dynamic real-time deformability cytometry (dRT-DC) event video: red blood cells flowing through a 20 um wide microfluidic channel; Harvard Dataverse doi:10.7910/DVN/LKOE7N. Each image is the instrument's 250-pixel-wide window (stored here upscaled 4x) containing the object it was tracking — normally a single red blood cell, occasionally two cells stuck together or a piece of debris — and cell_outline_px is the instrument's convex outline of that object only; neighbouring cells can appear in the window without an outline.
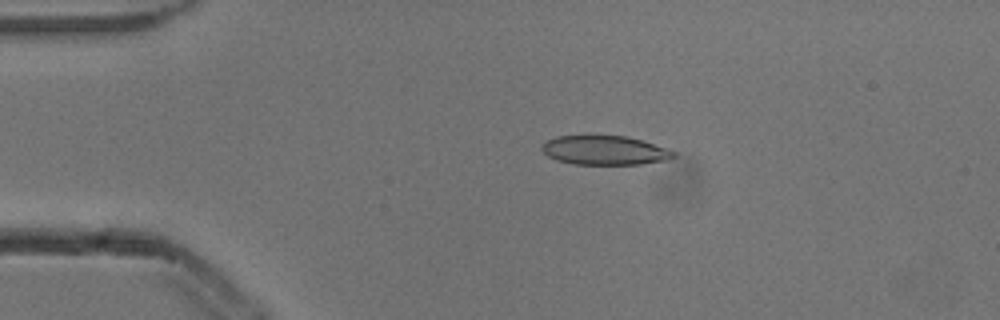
{"species": "common noctule bat (a hibernating species)", "species_latin": "Nyctalus noctula", "temperature_condition": "cold", "stored_images_in_passage": 5, "camera_frame_rate_fps": 3000, "um_per_image_px": 0.085, "animal": {"sex": "male", "body_mass_g": 13.3}, "frame": {"image": 1, "passage_image": 4, "time_ms": 1.0, "image_size_px": [1000, 320], "cell_outline_px": [[676, 156], [672, 160], [640, 164], [572, 164], [556, 160], [548, 156], [540, 148], [548, 140], [556, 136], [628, 136], [676, 152]], "centroid_in_image_um": [51.42, 12.79], "position_along_channel_um": 33.6, "area_um2": 22.25}}